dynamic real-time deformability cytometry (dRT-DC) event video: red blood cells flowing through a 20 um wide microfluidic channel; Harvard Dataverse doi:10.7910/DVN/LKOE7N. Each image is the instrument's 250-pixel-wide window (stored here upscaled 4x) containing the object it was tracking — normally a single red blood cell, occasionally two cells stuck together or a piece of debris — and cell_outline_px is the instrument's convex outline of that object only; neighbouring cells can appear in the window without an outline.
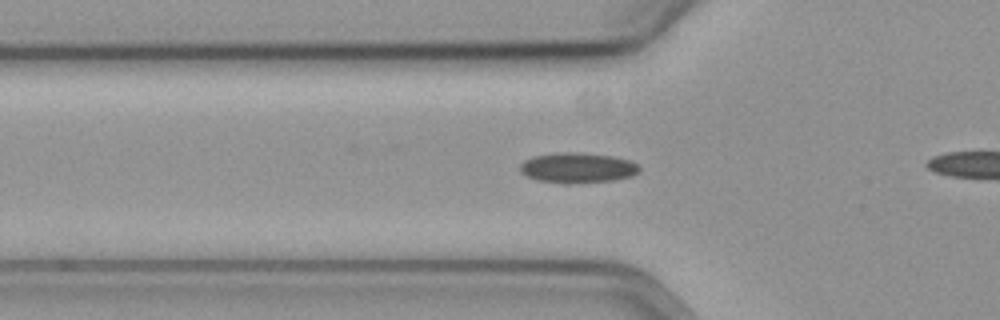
{"species": "common noctule bat (a hibernating species)", "species_latin": "Nyctalus noctula", "temperature_condition": "cold", "stored_images_in_passage": 35, "camera_frame_rate_fps": 3000, "um_per_image_px": 0.085, "animal": {"sex": "female", "body_mass_g": 19.3, "forearm_length_mm": 54.1}, "frame": {"image": 1, "passage_image": 8, "time_ms": 2.333, "image_size_px": [1000, 320], "cell_outline_px": [[640, 172], [632, 176], [616, 180], [568, 184], [564, 184], [540, 180], [528, 176], [520, 172], [520, 164], [524, 160], [532, 156], [556, 152], [580, 152], [612, 156], [628, 160], [636, 164], [640, 168]], "centroid_in_image_um": [49.09, 14.26], "position_along_channel_um": 76.7, "area_um2": 21.21}}
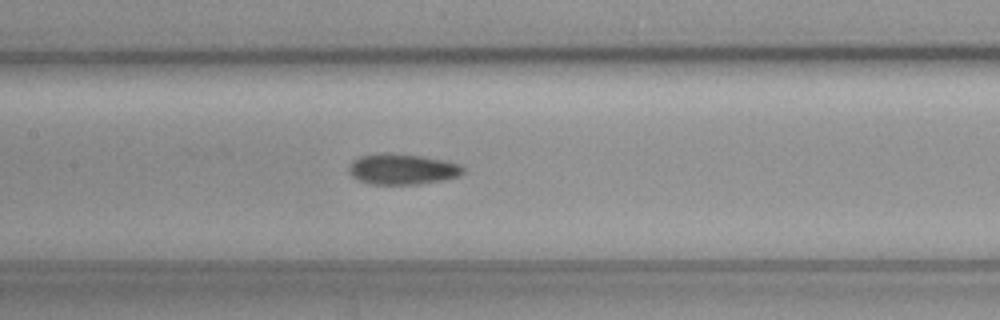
{"frame": {"image": 2, "passage_image": 16, "time_ms": 5.0, "image_size_px": [1000, 320], "cell_outline_px": [[464, 172], [460, 176], [440, 180], [416, 184], [372, 184], [360, 180], [352, 176], [348, 172], [348, 168], [352, 160], [360, 156], [424, 156], [448, 160], [460, 164], [464, 168]], "centroid_in_image_um": [34.26, 14.41], "position_along_channel_um": 173.1, "area_um2": 19.65}}
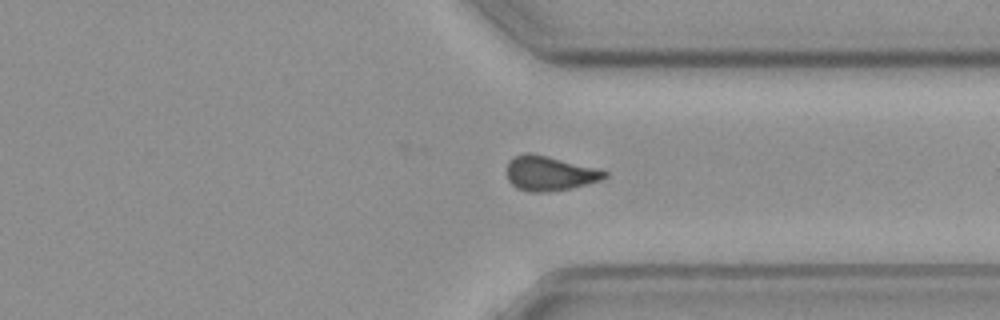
{"frame": {"image": 3, "passage_image": 32, "time_ms": 10.333, "image_size_px": [1000, 320], "cell_outline_px": [[608, 176], [600, 180], [572, 188], [548, 192], [528, 192], [516, 188], [508, 180], [508, 160], [524, 152], [532, 152], [600, 168], [608, 172]], "centroid_in_image_um": [46.74, 14.72], "position_along_channel_um": 364.7, "area_um2": 20.06}}